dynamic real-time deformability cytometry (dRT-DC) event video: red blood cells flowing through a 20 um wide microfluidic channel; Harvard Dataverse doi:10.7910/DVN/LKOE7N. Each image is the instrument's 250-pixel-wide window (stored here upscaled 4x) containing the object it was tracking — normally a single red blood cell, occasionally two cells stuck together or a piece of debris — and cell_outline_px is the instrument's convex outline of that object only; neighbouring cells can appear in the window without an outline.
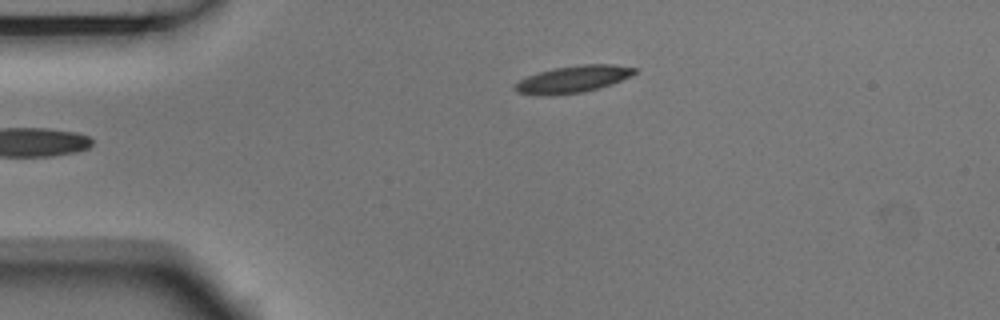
{"species": "Egyptian fruit bat (a non-hibernating species)", "species_latin": "Rousettus aegyptiacus", "temperature_condition": "room temperature", "stored_images_in_passage": 5, "segment_of_instrument_passage": [2, 2], "camera_frame_rate_fps": 3000, "um_per_image_px": 0.085, "animal": {"sex": "male"}, "frame": {"image": 1, "passage_image": 5, "time_ms": 1.333, "image_size_px": [1000, 320], "cell_outline_px": [[636, 72], [632, 76], [612, 84], [600, 88], [584, 92], [556, 96], [536, 96], [516, 92], [512, 88], [520, 80], [528, 76], [540, 72], [556, 68], [580, 64], [612, 64], [636, 68]], "centroid_in_image_um": [48.7, 6.76], "position_along_channel_um": 36.3, "area_um2": 19.07}}